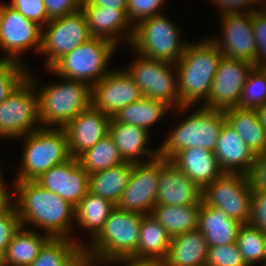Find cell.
Listing matches in <instances>:
<instances>
[{
  "mask_svg": "<svg viewBox=\"0 0 266 266\" xmlns=\"http://www.w3.org/2000/svg\"><path fill=\"white\" fill-rule=\"evenodd\" d=\"M252 189L247 175L223 173L203 189L202 200L222 210L228 217L248 224Z\"/></svg>",
  "mask_w": 266,
  "mask_h": 266,
  "instance_id": "obj_11",
  "label": "cell"
},
{
  "mask_svg": "<svg viewBox=\"0 0 266 266\" xmlns=\"http://www.w3.org/2000/svg\"><path fill=\"white\" fill-rule=\"evenodd\" d=\"M266 263V233H265V262Z\"/></svg>",
  "mask_w": 266,
  "mask_h": 266,
  "instance_id": "obj_53",
  "label": "cell"
},
{
  "mask_svg": "<svg viewBox=\"0 0 266 266\" xmlns=\"http://www.w3.org/2000/svg\"><path fill=\"white\" fill-rule=\"evenodd\" d=\"M254 67L251 62L223 56L203 107L220 111L237 107L243 85Z\"/></svg>",
  "mask_w": 266,
  "mask_h": 266,
  "instance_id": "obj_15",
  "label": "cell"
},
{
  "mask_svg": "<svg viewBox=\"0 0 266 266\" xmlns=\"http://www.w3.org/2000/svg\"><path fill=\"white\" fill-rule=\"evenodd\" d=\"M21 226L20 218L13 204L0 212V258Z\"/></svg>",
  "mask_w": 266,
  "mask_h": 266,
  "instance_id": "obj_40",
  "label": "cell"
},
{
  "mask_svg": "<svg viewBox=\"0 0 266 266\" xmlns=\"http://www.w3.org/2000/svg\"><path fill=\"white\" fill-rule=\"evenodd\" d=\"M125 263L126 266H165L164 260H148V259H134V258H114L103 263Z\"/></svg>",
  "mask_w": 266,
  "mask_h": 266,
  "instance_id": "obj_48",
  "label": "cell"
},
{
  "mask_svg": "<svg viewBox=\"0 0 266 266\" xmlns=\"http://www.w3.org/2000/svg\"><path fill=\"white\" fill-rule=\"evenodd\" d=\"M148 133L145 128L118 122L114 117L110 121L109 135L113 138L125 162H148L139 159L142 154L149 155L151 160L159 156V149L147 150L144 148L148 143Z\"/></svg>",
  "mask_w": 266,
  "mask_h": 266,
  "instance_id": "obj_25",
  "label": "cell"
},
{
  "mask_svg": "<svg viewBox=\"0 0 266 266\" xmlns=\"http://www.w3.org/2000/svg\"><path fill=\"white\" fill-rule=\"evenodd\" d=\"M6 62V59L5 58H0V67Z\"/></svg>",
  "mask_w": 266,
  "mask_h": 266,
  "instance_id": "obj_52",
  "label": "cell"
},
{
  "mask_svg": "<svg viewBox=\"0 0 266 266\" xmlns=\"http://www.w3.org/2000/svg\"><path fill=\"white\" fill-rule=\"evenodd\" d=\"M171 243V236L150 214L141 219L140 235L134 259L164 260Z\"/></svg>",
  "mask_w": 266,
  "mask_h": 266,
  "instance_id": "obj_31",
  "label": "cell"
},
{
  "mask_svg": "<svg viewBox=\"0 0 266 266\" xmlns=\"http://www.w3.org/2000/svg\"><path fill=\"white\" fill-rule=\"evenodd\" d=\"M201 205L172 206L156 204L150 215L166 229L171 237H174L199 227Z\"/></svg>",
  "mask_w": 266,
  "mask_h": 266,
  "instance_id": "obj_30",
  "label": "cell"
},
{
  "mask_svg": "<svg viewBox=\"0 0 266 266\" xmlns=\"http://www.w3.org/2000/svg\"><path fill=\"white\" fill-rule=\"evenodd\" d=\"M43 2L51 20L79 11L83 0H43Z\"/></svg>",
  "mask_w": 266,
  "mask_h": 266,
  "instance_id": "obj_45",
  "label": "cell"
},
{
  "mask_svg": "<svg viewBox=\"0 0 266 266\" xmlns=\"http://www.w3.org/2000/svg\"><path fill=\"white\" fill-rule=\"evenodd\" d=\"M132 171V163L124 162L118 166L89 175V191L117 205L127 187Z\"/></svg>",
  "mask_w": 266,
  "mask_h": 266,
  "instance_id": "obj_32",
  "label": "cell"
},
{
  "mask_svg": "<svg viewBox=\"0 0 266 266\" xmlns=\"http://www.w3.org/2000/svg\"><path fill=\"white\" fill-rule=\"evenodd\" d=\"M247 177L252 190L266 191V153L255 155Z\"/></svg>",
  "mask_w": 266,
  "mask_h": 266,
  "instance_id": "obj_46",
  "label": "cell"
},
{
  "mask_svg": "<svg viewBox=\"0 0 266 266\" xmlns=\"http://www.w3.org/2000/svg\"><path fill=\"white\" fill-rule=\"evenodd\" d=\"M223 112L226 123L240 135L255 155L266 153V129L258 109L234 107Z\"/></svg>",
  "mask_w": 266,
  "mask_h": 266,
  "instance_id": "obj_27",
  "label": "cell"
},
{
  "mask_svg": "<svg viewBox=\"0 0 266 266\" xmlns=\"http://www.w3.org/2000/svg\"><path fill=\"white\" fill-rule=\"evenodd\" d=\"M43 28L40 53H46L48 56L47 70L68 52L92 38L86 16L81 9L51 19Z\"/></svg>",
  "mask_w": 266,
  "mask_h": 266,
  "instance_id": "obj_12",
  "label": "cell"
},
{
  "mask_svg": "<svg viewBox=\"0 0 266 266\" xmlns=\"http://www.w3.org/2000/svg\"><path fill=\"white\" fill-rule=\"evenodd\" d=\"M30 76L0 104V137H18L41 127L36 81ZM36 84V85H35ZM35 87V88H34ZM35 90V91H34ZM39 121V122H38ZM40 123V126L34 125ZM39 127V128H38Z\"/></svg>",
  "mask_w": 266,
  "mask_h": 266,
  "instance_id": "obj_9",
  "label": "cell"
},
{
  "mask_svg": "<svg viewBox=\"0 0 266 266\" xmlns=\"http://www.w3.org/2000/svg\"><path fill=\"white\" fill-rule=\"evenodd\" d=\"M81 10L84 12L87 24L92 37L103 38L118 45V32L126 31V41L131 42L134 27L129 26L130 23L127 17V10H118L113 8H104L92 5L88 0H83Z\"/></svg>",
  "mask_w": 266,
  "mask_h": 266,
  "instance_id": "obj_21",
  "label": "cell"
},
{
  "mask_svg": "<svg viewBox=\"0 0 266 266\" xmlns=\"http://www.w3.org/2000/svg\"><path fill=\"white\" fill-rule=\"evenodd\" d=\"M116 208L111 201L99 195L88 193L79 201L75 207V217L83 228H88L95 237L103 228L110 213Z\"/></svg>",
  "mask_w": 266,
  "mask_h": 266,
  "instance_id": "obj_33",
  "label": "cell"
},
{
  "mask_svg": "<svg viewBox=\"0 0 266 266\" xmlns=\"http://www.w3.org/2000/svg\"><path fill=\"white\" fill-rule=\"evenodd\" d=\"M29 75V72L24 68L22 62L6 60L0 67V104L7 99Z\"/></svg>",
  "mask_w": 266,
  "mask_h": 266,
  "instance_id": "obj_38",
  "label": "cell"
},
{
  "mask_svg": "<svg viewBox=\"0 0 266 266\" xmlns=\"http://www.w3.org/2000/svg\"><path fill=\"white\" fill-rule=\"evenodd\" d=\"M214 154L224 173L247 175L255 159V154L227 123L222 127Z\"/></svg>",
  "mask_w": 266,
  "mask_h": 266,
  "instance_id": "obj_22",
  "label": "cell"
},
{
  "mask_svg": "<svg viewBox=\"0 0 266 266\" xmlns=\"http://www.w3.org/2000/svg\"><path fill=\"white\" fill-rule=\"evenodd\" d=\"M9 5L42 27L50 21L43 0H12Z\"/></svg>",
  "mask_w": 266,
  "mask_h": 266,
  "instance_id": "obj_43",
  "label": "cell"
},
{
  "mask_svg": "<svg viewBox=\"0 0 266 266\" xmlns=\"http://www.w3.org/2000/svg\"><path fill=\"white\" fill-rule=\"evenodd\" d=\"M92 87L87 82L66 79L44 87L38 94L39 118L44 128H64L91 106Z\"/></svg>",
  "mask_w": 266,
  "mask_h": 266,
  "instance_id": "obj_4",
  "label": "cell"
},
{
  "mask_svg": "<svg viewBox=\"0 0 266 266\" xmlns=\"http://www.w3.org/2000/svg\"><path fill=\"white\" fill-rule=\"evenodd\" d=\"M116 45L103 38L92 37L61 57L50 69L62 79L87 82L91 87L111 70L106 67Z\"/></svg>",
  "mask_w": 266,
  "mask_h": 266,
  "instance_id": "obj_7",
  "label": "cell"
},
{
  "mask_svg": "<svg viewBox=\"0 0 266 266\" xmlns=\"http://www.w3.org/2000/svg\"><path fill=\"white\" fill-rule=\"evenodd\" d=\"M170 161L202 189L224 173L214 152L200 147L180 150Z\"/></svg>",
  "mask_w": 266,
  "mask_h": 266,
  "instance_id": "obj_23",
  "label": "cell"
},
{
  "mask_svg": "<svg viewBox=\"0 0 266 266\" xmlns=\"http://www.w3.org/2000/svg\"><path fill=\"white\" fill-rule=\"evenodd\" d=\"M236 244L248 266L265 261V233L259 229L250 224H242Z\"/></svg>",
  "mask_w": 266,
  "mask_h": 266,
  "instance_id": "obj_36",
  "label": "cell"
},
{
  "mask_svg": "<svg viewBox=\"0 0 266 266\" xmlns=\"http://www.w3.org/2000/svg\"><path fill=\"white\" fill-rule=\"evenodd\" d=\"M255 10L252 8L245 12L222 14L223 42L219 39L211 41L224 57L245 60L255 65L256 43L252 31Z\"/></svg>",
  "mask_w": 266,
  "mask_h": 266,
  "instance_id": "obj_16",
  "label": "cell"
},
{
  "mask_svg": "<svg viewBox=\"0 0 266 266\" xmlns=\"http://www.w3.org/2000/svg\"><path fill=\"white\" fill-rule=\"evenodd\" d=\"M203 189L170 160L161 157L156 204L182 206L202 204Z\"/></svg>",
  "mask_w": 266,
  "mask_h": 266,
  "instance_id": "obj_20",
  "label": "cell"
},
{
  "mask_svg": "<svg viewBox=\"0 0 266 266\" xmlns=\"http://www.w3.org/2000/svg\"><path fill=\"white\" fill-rule=\"evenodd\" d=\"M112 117L92 105L80 112L63 129L68 138L71 157H78L109 134Z\"/></svg>",
  "mask_w": 266,
  "mask_h": 266,
  "instance_id": "obj_19",
  "label": "cell"
},
{
  "mask_svg": "<svg viewBox=\"0 0 266 266\" xmlns=\"http://www.w3.org/2000/svg\"><path fill=\"white\" fill-rule=\"evenodd\" d=\"M3 184V181L0 180V212L12 204L11 194H8L11 192H7L8 190L5 189Z\"/></svg>",
  "mask_w": 266,
  "mask_h": 266,
  "instance_id": "obj_50",
  "label": "cell"
},
{
  "mask_svg": "<svg viewBox=\"0 0 266 266\" xmlns=\"http://www.w3.org/2000/svg\"><path fill=\"white\" fill-rule=\"evenodd\" d=\"M163 2L164 0H127V17L130 23L137 21L132 24L134 27L144 19L161 15L159 10Z\"/></svg>",
  "mask_w": 266,
  "mask_h": 266,
  "instance_id": "obj_41",
  "label": "cell"
},
{
  "mask_svg": "<svg viewBox=\"0 0 266 266\" xmlns=\"http://www.w3.org/2000/svg\"><path fill=\"white\" fill-rule=\"evenodd\" d=\"M161 157L143 163H132L127 187L116 207L120 210L150 214L157 202Z\"/></svg>",
  "mask_w": 266,
  "mask_h": 266,
  "instance_id": "obj_13",
  "label": "cell"
},
{
  "mask_svg": "<svg viewBox=\"0 0 266 266\" xmlns=\"http://www.w3.org/2000/svg\"><path fill=\"white\" fill-rule=\"evenodd\" d=\"M253 11V35L256 43L255 66L266 63V7Z\"/></svg>",
  "mask_w": 266,
  "mask_h": 266,
  "instance_id": "obj_42",
  "label": "cell"
},
{
  "mask_svg": "<svg viewBox=\"0 0 266 266\" xmlns=\"http://www.w3.org/2000/svg\"><path fill=\"white\" fill-rule=\"evenodd\" d=\"M169 108L171 106L161 100L142 97L121 109L113 117L118 122L139 126L149 131V127L160 120Z\"/></svg>",
  "mask_w": 266,
  "mask_h": 266,
  "instance_id": "obj_34",
  "label": "cell"
},
{
  "mask_svg": "<svg viewBox=\"0 0 266 266\" xmlns=\"http://www.w3.org/2000/svg\"><path fill=\"white\" fill-rule=\"evenodd\" d=\"M77 158L79 164L89 175L118 166L125 162L113 138L109 134L93 147L85 150Z\"/></svg>",
  "mask_w": 266,
  "mask_h": 266,
  "instance_id": "obj_35",
  "label": "cell"
},
{
  "mask_svg": "<svg viewBox=\"0 0 266 266\" xmlns=\"http://www.w3.org/2000/svg\"><path fill=\"white\" fill-rule=\"evenodd\" d=\"M138 59L126 72L132 77L144 97L161 100L172 108L183 110L191 108L182 106L178 93L177 77H173L170 65L174 63L149 59L137 54ZM173 105V106H172Z\"/></svg>",
  "mask_w": 266,
  "mask_h": 266,
  "instance_id": "obj_10",
  "label": "cell"
},
{
  "mask_svg": "<svg viewBox=\"0 0 266 266\" xmlns=\"http://www.w3.org/2000/svg\"><path fill=\"white\" fill-rule=\"evenodd\" d=\"M208 244L199 228L171 237L165 266H206Z\"/></svg>",
  "mask_w": 266,
  "mask_h": 266,
  "instance_id": "obj_24",
  "label": "cell"
},
{
  "mask_svg": "<svg viewBox=\"0 0 266 266\" xmlns=\"http://www.w3.org/2000/svg\"><path fill=\"white\" fill-rule=\"evenodd\" d=\"M248 224L266 233V191L252 190Z\"/></svg>",
  "mask_w": 266,
  "mask_h": 266,
  "instance_id": "obj_44",
  "label": "cell"
},
{
  "mask_svg": "<svg viewBox=\"0 0 266 266\" xmlns=\"http://www.w3.org/2000/svg\"><path fill=\"white\" fill-rule=\"evenodd\" d=\"M91 105L113 117L121 109L144 97L126 71H110L92 86Z\"/></svg>",
  "mask_w": 266,
  "mask_h": 266,
  "instance_id": "obj_17",
  "label": "cell"
},
{
  "mask_svg": "<svg viewBox=\"0 0 266 266\" xmlns=\"http://www.w3.org/2000/svg\"><path fill=\"white\" fill-rule=\"evenodd\" d=\"M225 123L223 111L201 106L176 126L161 148L159 147V156L171 160L180 150L191 147L214 152Z\"/></svg>",
  "mask_w": 266,
  "mask_h": 266,
  "instance_id": "obj_5",
  "label": "cell"
},
{
  "mask_svg": "<svg viewBox=\"0 0 266 266\" xmlns=\"http://www.w3.org/2000/svg\"><path fill=\"white\" fill-rule=\"evenodd\" d=\"M241 226V222L228 217L222 210L208 205L202 200L198 228L203 233L208 247L236 243Z\"/></svg>",
  "mask_w": 266,
  "mask_h": 266,
  "instance_id": "obj_26",
  "label": "cell"
},
{
  "mask_svg": "<svg viewBox=\"0 0 266 266\" xmlns=\"http://www.w3.org/2000/svg\"><path fill=\"white\" fill-rule=\"evenodd\" d=\"M50 238L21 226L0 258V266H30Z\"/></svg>",
  "mask_w": 266,
  "mask_h": 266,
  "instance_id": "obj_29",
  "label": "cell"
},
{
  "mask_svg": "<svg viewBox=\"0 0 266 266\" xmlns=\"http://www.w3.org/2000/svg\"><path fill=\"white\" fill-rule=\"evenodd\" d=\"M14 192L18 198L12 204L23 227L29 222L51 238H67L75 217L74 206L35 181H17Z\"/></svg>",
  "mask_w": 266,
  "mask_h": 266,
  "instance_id": "obj_1",
  "label": "cell"
},
{
  "mask_svg": "<svg viewBox=\"0 0 266 266\" xmlns=\"http://www.w3.org/2000/svg\"><path fill=\"white\" fill-rule=\"evenodd\" d=\"M176 28L162 14L149 17L134 26L130 46L141 56L175 64L189 43L179 40Z\"/></svg>",
  "mask_w": 266,
  "mask_h": 266,
  "instance_id": "obj_8",
  "label": "cell"
},
{
  "mask_svg": "<svg viewBox=\"0 0 266 266\" xmlns=\"http://www.w3.org/2000/svg\"><path fill=\"white\" fill-rule=\"evenodd\" d=\"M218 3L222 14L227 13H240L239 9L246 10L249 6L253 4L261 3V0H213ZM246 7V8H245Z\"/></svg>",
  "mask_w": 266,
  "mask_h": 266,
  "instance_id": "obj_47",
  "label": "cell"
},
{
  "mask_svg": "<svg viewBox=\"0 0 266 266\" xmlns=\"http://www.w3.org/2000/svg\"><path fill=\"white\" fill-rule=\"evenodd\" d=\"M266 103V71L255 66L243 85L237 107L258 109Z\"/></svg>",
  "mask_w": 266,
  "mask_h": 266,
  "instance_id": "obj_37",
  "label": "cell"
},
{
  "mask_svg": "<svg viewBox=\"0 0 266 266\" xmlns=\"http://www.w3.org/2000/svg\"><path fill=\"white\" fill-rule=\"evenodd\" d=\"M258 113L262 123L264 124V128L266 129V103L258 108Z\"/></svg>",
  "mask_w": 266,
  "mask_h": 266,
  "instance_id": "obj_51",
  "label": "cell"
},
{
  "mask_svg": "<svg viewBox=\"0 0 266 266\" xmlns=\"http://www.w3.org/2000/svg\"><path fill=\"white\" fill-rule=\"evenodd\" d=\"M142 217V214L116 207L100 232L92 238L90 247H83V255L88 266L114 258L132 257L137 251Z\"/></svg>",
  "mask_w": 266,
  "mask_h": 266,
  "instance_id": "obj_3",
  "label": "cell"
},
{
  "mask_svg": "<svg viewBox=\"0 0 266 266\" xmlns=\"http://www.w3.org/2000/svg\"><path fill=\"white\" fill-rule=\"evenodd\" d=\"M42 29L9 4L0 5V48L8 52L6 60L21 62L19 55L33 46L40 52Z\"/></svg>",
  "mask_w": 266,
  "mask_h": 266,
  "instance_id": "obj_14",
  "label": "cell"
},
{
  "mask_svg": "<svg viewBox=\"0 0 266 266\" xmlns=\"http://www.w3.org/2000/svg\"><path fill=\"white\" fill-rule=\"evenodd\" d=\"M206 266H248L236 243L208 247Z\"/></svg>",
  "mask_w": 266,
  "mask_h": 266,
  "instance_id": "obj_39",
  "label": "cell"
},
{
  "mask_svg": "<svg viewBox=\"0 0 266 266\" xmlns=\"http://www.w3.org/2000/svg\"><path fill=\"white\" fill-rule=\"evenodd\" d=\"M0 180H2V173H1V169H0Z\"/></svg>",
  "mask_w": 266,
  "mask_h": 266,
  "instance_id": "obj_55",
  "label": "cell"
},
{
  "mask_svg": "<svg viewBox=\"0 0 266 266\" xmlns=\"http://www.w3.org/2000/svg\"><path fill=\"white\" fill-rule=\"evenodd\" d=\"M92 5L113 8L118 10H127V0H88Z\"/></svg>",
  "mask_w": 266,
  "mask_h": 266,
  "instance_id": "obj_49",
  "label": "cell"
},
{
  "mask_svg": "<svg viewBox=\"0 0 266 266\" xmlns=\"http://www.w3.org/2000/svg\"><path fill=\"white\" fill-rule=\"evenodd\" d=\"M194 44L188 43L175 63L181 107L193 106L200 99H208L219 61L223 57L210 39Z\"/></svg>",
  "mask_w": 266,
  "mask_h": 266,
  "instance_id": "obj_2",
  "label": "cell"
},
{
  "mask_svg": "<svg viewBox=\"0 0 266 266\" xmlns=\"http://www.w3.org/2000/svg\"><path fill=\"white\" fill-rule=\"evenodd\" d=\"M264 68V70L266 71V63L262 66Z\"/></svg>",
  "mask_w": 266,
  "mask_h": 266,
  "instance_id": "obj_54",
  "label": "cell"
},
{
  "mask_svg": "<svg viewBox=\"0 0 266 266\" xmlns=\"http://www.w3.org/2000/svg\"><path fill=\"white\" fill-rule=\"evenodd\" d=\"M21 170L17 181H34L51 167L71 158L63 128H40L25 135Z\"/></svg>",
  "mask_w": 266,
  "mask_h": 266,
  "instance_id": "obj_6",
  "label": "cell"
},
{
  "mask_svg": "<svg viewBox=\"0 0 266 266\" xmlns=\"http://www.w3.org/2000/svg\"><path fill=\"white\" fill-rule=\"evenodd\" d=\"M79 243L70 236L50 238L30 266H88Z\"/></svg>",
  "mask_w": 266,
  "mask_h": 266,
  "instance_id": "obj_28",
  "label": "cell"
},
{
  "mask_svg": "<svg viewBox=\"0 0 266 266\" xmlns=\"http://www.w3.org/2000/svg\"><path fill=\"white\" fill-rule=\"evenodd\" d=\"M34 181L74 207L89 191V174L76 157L51 167Z\"/></svg>",
  "mask_w": 266,
  "mask_h": 266,
  "instance_id": "obj_18",
  "label": "cell"
}]
</instances>
